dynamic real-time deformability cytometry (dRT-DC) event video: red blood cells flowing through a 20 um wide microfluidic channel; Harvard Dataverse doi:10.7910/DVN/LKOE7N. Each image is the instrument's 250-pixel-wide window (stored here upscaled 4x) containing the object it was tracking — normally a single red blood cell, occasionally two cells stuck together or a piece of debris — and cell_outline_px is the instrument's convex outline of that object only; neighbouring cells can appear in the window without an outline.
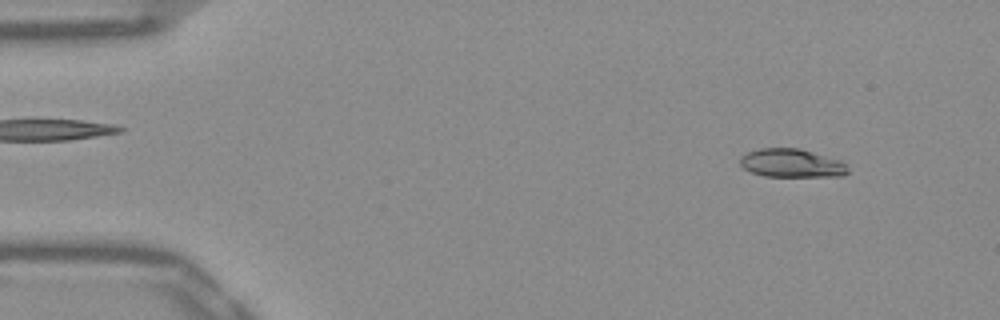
{"species": "Egyptian fruit bat (a non-hibernating species)", "species_latin": "Rousettus aegyptiacus", "temperature_condition": "warm", "stored_images_in_passage": 52, "camera_frame_rate_fps": 3000, "um_per_image_px": 0.085, "frame": {"image": 1, "passage_image": 5, "time_ms": 1.333, "image_size_px": [1000, 320], "cell_outline_px": [[848, 172], [844, 176], [764, 176], [752, 172], [744, 168], [740, 164], [740, 156], [748, 152], [760, 148], [796, 148], [844, 160]], "centroid_in_image_um": [67.31, 13.86], "position_along_channel_um": 17.7, "area_um2": 17.86}}
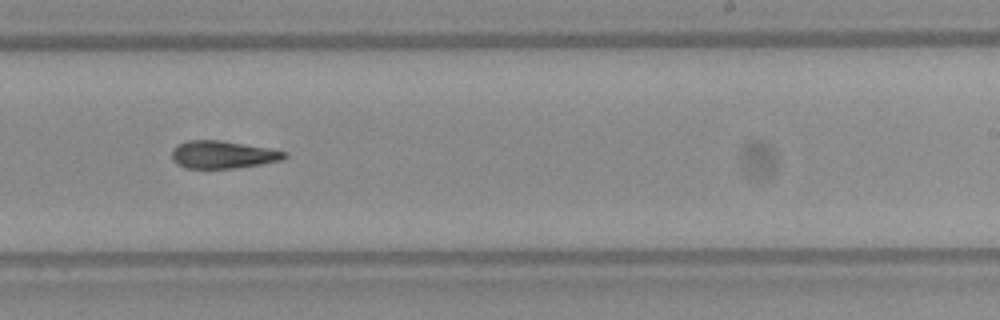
{"frame": {"image": 2, "passage_image": 32, "time_ms": 10.333, "image_size_px": [1000, 320], "cell_outline_px": [[288, 156], [280, 160], [260, 164], [232, 168], [184, 168], [176, 164], [172, 160], [172, 148], [188, 140], [220, 140], [268, 148], [284, 152]], "centroid_in_image_um": [18.87, 13.14], "position_along_channel_um": 270.1, "area_um2": 17.92}}
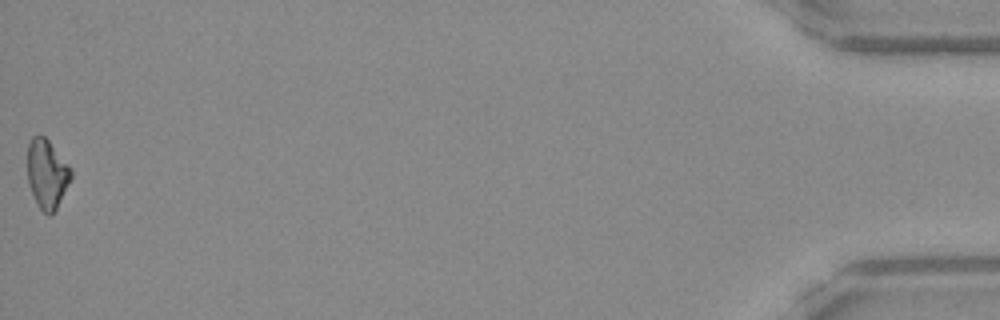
{"frame": {"image": 3, "passage_image": 52, "time_ms": 17.0, "image_size_px": [1000, 320], "cell_outline_px": [[72, 176], [52, 216], [48, 216], [36, 204], [28, 184], [28, 144], [32, 136], [44, 136], [48, 140], [72, 168]], "centroid_in_image_um": [3.99, 14.79], "position_along_channel_um": 431.2, "area_um2": 17.46}, "authors_computed_cell_mechanics": {"area_um2": 18.207, "velocity_mm_per_s": 3.8953, "shape_relaxation_time_tau1_ms": null, "shape_relaxation_time_tau2_ms": 6.0036, "deformation_change_tau1": null, "deformation_change_tau2": 0.1435}}